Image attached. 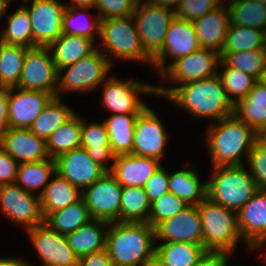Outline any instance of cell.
<instances>
[{
  "label": "cell",
  "instance_id": "cell-15",
  "mask_svg": "<svg viewBox=\"0 0 266 266\" xmlns=\"http://www.w3.org/2000/svg\"><path fill=\"white\" fill-rule=\"evenodd\" d=\"M26 232L43 266H77L78 257L65 235L50 229L45 223L27 229Z\"/></svg>",
  "mask_w": 266,
  "mask_h": 266
},
{
  "label": "cell",
  "instance_id": "cell-43",
  "mask_svg": "<svg viewBox=\"0 0 266 266\" xmlns=\"http://www.w3.org/2000/svg\"><path fill=\"white\" fill-rule=\"evenodd\" d=\"M219 65L221 66V71H218V75L222 80L229 100L235 105L245 98L258 80L244 71L227 67L222 61H220ZM233 96H236L237 100H234Z\"/></svg>",
  "mask_w": 266,
  "mask_h": 266
},
{
  "label": "cell",
  "instance_id": "cell-60",
  "mask_svg": "<svg viewBox=\"0 0 266 266\" xmlns=\"http://www.w3.org/2000/svg\"><path fill=\"white\" fill-rule=\"evenodd\" d=\"M259 81L266 86V72L262 75V77Z\"/></svg>",
  "mask_w": 266,
  "mask_h": 266
},
{
  "label": "cell",
  "instance_id": "cell-20",
  "mask_svg": "<svg viewBox=\"0 0 266 266\" xmlns=\"http://www.w3.org/2000/svg\"><path fill=\"white\" fill-rule=\"evenodd\" d=\"M56 173L78 188L85 189L107 171L94 162L82 147L64 153L55 159Z\"/></svg>",
  "mask_w": 266,
  "mask_h": 266
},
{
  "label": "cell",
  "instance_id": "cell-33",
  "mask_svg": "<svg viewBox=\"0 0 266 266\" xmlns=\"http://www.w3.org/2000/svg\"><path fill=\"white\" fill-rule=\"evenodd\" d=\"M207 250L187 242H163L156 246L155 258L164 266H193Z\"/></svg>",
  "mask_w": 266,
  "mask_h": 266
},
{
  "label": "cell",
  "instance_id": "cell-9",
  "mask_svg": "<svg viewBox=\"0 0 266 266\" xmlns=\"http://www.w3.org/2000/svg\"><path fill=\"white\" fill-rule=\"evenodd\" d=\"M133 17L144 50L153 59L162 50L168 27L176 17L175 10L140 0Z\"/></svg>",
  "mask_w": 266,
  "mask_h": 266
},
{
  "label": "cell",
  "instance_id": "cell-5",
  "mask_svg": "<svg viewBox=\"0 0 266 266\" xmlns=\"http://www.w3.org/2000/svg\"><path fill=\"white\" fill-rule=\"evenodd\" d=\"M198 209L202 221L203 246L207 251L232 254L240 239L237 212L205 198Z\"/></svg>",
  "mask_w": 266,
  "mask_h": 266
},
{
  "label": "cell",
  "instance_id": "cell-21",
  "mask_svg": "<svg viewBox=\"0 0 266 266\" xmlns=\"http://www.w3.org/2000/svg\"><path fill=\"white\" fill-rule=\"evenodd\" d=\"M0 147L20 163L40 162L48 159L46 140L30 129L8 128L0 136Z\"/></svg>",
  "mask_w": 266,
  "mask_h": 266
},
{
  "label": "cell",
  "instance_id": "cell-59",
  "mask_svg": "<svg viewBox=\"0 0 266 266\" xmlns=\"http://www.w3.org/2000/svg\"><path fill=\"white\" fill-rule=\"evenodd\" d=\"M145 266H164V265L160 263L156 258H154L152 261L147 263Z\"/></svg>",
  "mask_w": 266,
  "mask_h": 266
},
{
  "label": "cell",
  "instance_id": "cell-57",
  "mask_svg": "<svg viewBox=\"0 0 266 266\" xmlns=\"http://www.w3.org/2000/svg\"><path fill=\"white\" fill-rule=\"evenodd\" d=\"M10 0H0V19L6 14Z\"/></svg>",
  "mask_w": 266,
  "mask_h": 266
},
{
  "label": "cell",
  "instance_id": "cell-23",
  "mask_svg": "<svg viewBox=\"0 0 266 266\" xmlns=\"http://www.w3.org/2000/svg\"><path fill=\"white\" fill-rule=\"evenodd\" d=\"M160 166L155 158L122 154L115 156L109 172L122 187H143Z\"/></svg>",
  "mask_w": 266,
  "mask_h": 266
},
{
  "label": "cell",
  "instance_id": "cell-24",
  "mask_svg": "<svg viewBox=\"0 0 266 266\" xmlns=\"http://www.w3.org/2000/svg\"><path fill=\"white\" fill-rule=\"evenodd\" d=\"M224 3L192 22L200 47L214 50L220 54L230 25L229 10Z\"/></svg>",
  "mask_w": 266,
  "mask_h": 266
},
{
  "label": "cell",
  "instance_id": "cell-29",
  "mask_svg": "<svg viewBox=\"0 0 266 266\" xmlns=\"http://www.w3.org/2000/svg\"><path fill=\"white\" fill-rule=\"evenodd\" d=\"M234 115L257 133L266 126V86L258 80L245 98L234 105Z\"/></svg>",
  "mask_w": 266,
  "mask_h": 266
},
{
  "label": "cell",
  "instance_id": "cell-34",
  "mask_svg": "<svg viewBox=\"0 0 266 266\" xmlns=\"http://www.w3.org/2000/svg\"><path fill=\"white\" fill-rule=\"evenodd\" d=\"M82 119L74 114L67 122L57 128L46 141L49 158L58 156L81 147Z\"/></svg>",
  "mask_w": 266,
  "mask_h": 266
},
{
  "label": "cell",
  "instance_id": "cell-27",
  "mask_svg": "<svg viewBox=\"0 0 266 266\" xmlns=\"http://www.w3.org/2000/svg\"><path fill=\"white\" fill-rule=\"evenodd\" d=\"M81 147L94 162L110 171L111 167H107V160L114 161L116 155L110 147L108 130L104 122L86 124L82 119Z\"/></svg>",
  "mask_w": 266,
  "mask_h": 266
},
{
  "label": "cell",
  "instance_id": "cell-13",
  "mask_svg": "<svg viewBox=\"0 0 266 266\" xmlns=\"http://www.w3.org/2000/svg\"><path fill=\"white\" fill-rule=\"evenodd\" d=\"M28 10L32 28V47L49 46L63 33L66 5L58 0H32Z\"/></svg>",
  "mask_w": 266,
  "mask_h": 266
},
{
  "label": "cell",
  "instance_id": "cell-42",
  "mask_svg": "<svg viewBox=\"0 0 266 266\" xmlns=\"http://www.w3.org/2000/svg\"><path fill=\"white\" fill-rule=\"evenodd\" d=\"M220 56L227 67L244 71L257 80L266 72V49L221 53Z\"/></svg>",
  "mask_w": 266,
  "mask_h": 266
},
{
  "label": "cell",
  "instance_id": "cell-35",
  "mask_svg": "<svg viewBox=\"0 0 266 266\" xmlns=\"http://www.w3.org/2000/svg\"><path fill=\"white\" fill-rule=\"evenodd\" d=\"M60 98L53 97L29 128L36 136L46 141L57 128L75 114Z\"/></svg>",
  "mask_w": 266,
  "mask_h": 266
},
{
  "label": "cell",
  "instance_id": "cell-1",
  "mask_svg": "<svg viewBox=\"0 0 266 266\" xmlns=\"http://www.w3.org/2000/svg\"><path fill=\"white\" fill-rule=\"evenodd\" d=\"M106 249L113 266H145L155 258V229L148 222L109 223Z\"/></svg>",
  "mask_w": 266,
  "mask_h": 266
},
{
  "label": "cell",
  "instance_id": "cell-39",
  "mask_svg": "<svg viewBox=\"0 0 266 266\" xmlns=\"http://www.w3.org/2000/svg\"><path fill=\"white\" fill-rule=\"evenodd\" d=\"M258 49H266L265 31L230 23L221 53Z\"/></svg>",
  "mask_w": 266,
  "mask_h": 266
},
{
  "label": "cell",
  "instance_id": "cell-63",
  "mask_svg": "<svg viewBox=\"0 0 266 266\" xmlns=\"http://www.w3.org/2000/svg\"><path fill=\"white\" fill-rule=\"evenodd\" d=\"M22 1H23L24 3H26V2L28 3V2H29V0H22ZM30 1H31V0H30Z\"/></svg>",
  "mask_w": 266,
  "mask_h": 266
},
{
  "label": "cell",
  "instance_id": "cell-44",
  "mask_svg": "<svg viewBox=\"0 0 266 266\" xmlns=\"http://www.w3.org/2000/svg\"><path fill=\"white\" fill-rule=\"evenodd\" d=\"M80 9L86 10L87 7H69V6L66 7V10L63 14V34L82 36L95 41L94 33H98L100 37L102 19L97 14L95 20H92L91 18L92 16H90L91 20L88 19L87 21L86 19L85 21L83 19L82 22L80 21L79 23H77L80 20L79 17H81V15L76 11H79ZM92 30L93 31L95 30V32L93 33Z\"/></svg>",
  "mask_w": 266,
  "mask_h": 266
},
{
  "label": "cell",
  "instance_id": "cell-46",
  "mask_svg": "<svg viewBox=\"0 0 266 266\" xmlns=\"http://www.w3.org/2000/svg\"><path fill=\"white\" fill-rule=\"evenodd\" d=\"M225 0H181L175 9L176 17L193 22L219 7Z\"/></svg>",
  "mask_w": 266,
  "mask_h": 266
},
{
  "label": "cell",
  "instance_id": "cell-55",
  "mask_svg": "<svg viewBox=\"0 0 266 266\" xmlns=\"http://www.w3.org/2000/svg\"><path fill=\"white\" fill-rule=\"evenodd\" d=\"M144 2L151 4V5H158V6H164L169 7L175 10L176 7L179 5L181 0H144Z\"/></svg>",
  "mask_w": 266,
  "mask_h": 266
},
{
  "label": "cell",
  "instance_id": "cell-61",
  "mask_svg": "<svg viewBox=\"0 0 266 266\" xmlns=\"http://www.w3.org/2000/svg\"><path fill=\"white\" fill-rule=\"evenodd\" d=\"M262 246H266V244L259 245V246L255 247V248H253L252 250H254V249L256 250V249L262 248ZM264 257H265V261H266V253H265Z\"/></svg>",
  "mask_w": 266,
  "mask_h": 266
},
{
  "label": "cell",
  "instance_id": "cell-37",
  "mask_svg": "<svg viewBox=\"0 0 266 266\" xmlns=\"http://www.w3.org/2000/svg\"><path fill=\"white\" fill-rule=\"evenodd\" d=\"M151 202L143 187H122L120 222H148Z\"/></svg>",
  "mask_w": 266,
  "mask_h": 266
},
{
  "label": "cell",
  "instance_id": "cell-25",
  "mask_svg": "<svg viewBox=\"0 0 266 266\" xmlns=\"http://www.w3.org/2000/svg\"><path fill=\"white\" fill-rule=\"evenodd\" d=\"M108 226V222L93 219L88 224L67 234L66 239L75 255L80 258L106 248Z\"/></svg>",
  "mask_w": 266,
  "mask_h": 266
},
{
  "label": "cell",
  "instance_id": "cell-14",
  "mask_svg": "<svg viewBox=\"0 0 266 266\" xmlns=\"http://www.w3.org/2000/svg\"><path fill=\"white\" fill-rule=\"evenodd\" d=\"M0 204L3 214L26 230L44 223L40 198L23 190L16 183L0 186Z\"/></svg>",
  "mask_w": 266,
  "mask_h": 266
},
{
  "label": "cell",
  "instance_id": "cell-38",
  "mask_svg": "<svg viewBox=\"0 0 266 266\" xmlns=\"http://www.w3.org/2000/svg\"><path fill=\"white\" fill-rule=\"evenodd\" d=\"M27 49L0 41V88L15 87L18 84Z\"/></svg>",
  "mask_w": 266,
  "mask_h": 266
},
{
  "label": "cell",
  "instance_id": "cell-53",
  "mask_svg": "<svg viewBox=\"0 0 266 266\" xmlns=\"http://www.w3.org/2000/svg\"><path fill=\"white\" fill-rule=\"evenodd\" d=\"M8 128V88H0V136Z\"/></svg>",
  "mask_w": 266,
  "mask_h": 266
},
{
  "label": "cell",
  "instance_id": "cell-12",
  "mask_svg": "<svg viewBox=\"0 0 266 266\" xmlns=\"http://www.w3.org/2000/svg\"><path fill=\"white\" fill-rule=\"evenodd\" d=\"M102 103L113 114H140L147 105L139 94L156 95V86L139 81H122L113 76L104 82Z\"/></svg>",
  "mask_w": 266,
  "mask_h": 266
},
{
  "label": "cell",
  "instance_id": "cell-32",
  "mask_svg": "<svg viewBox=\"0 0 266 266\" xmlns=\"http://www.w3.org/2000/svg\"><path fill=\"white\" fill-rule=\"evenodd\" d=\"M93 220L89 208L81 198L77 202L68 205L58 211L48 213L44 217V223L61 235H67Z\"/></svg>",
  "mask_w": 266,
  "mask_h": 266
},
{
  "label": "cell",
  "instance_id": "cell-2",
  "mask_svg": "<svg viewBox=\"0 0 266 266\" xmlns=\"http://www.w3.org/2000/svg\"><path fill=\"white\" fill-rule=\"evenodd\" d=\"M197 118L219 121L234 114V104L229 100L222 80L213 77L183 83L166 98Z\"/></svg>",
  "mask_w": 266,
  "mask_h": 266
},
{
  "label": "cell",
  "instance_id": "cell-16",
  "mask_svg": "<svg viewBox=\"0 0 266 266\" xmlns=\"http://www.w3.org/2000/svg\"><path fill=\"white\" fill-rule=\"evenodd\" d=\"M53 97L44 91L9 87L8 126L29 129Z\"/></svg>",
  "mask_w": 266,
  "mask_h": 266
},
{
  "label": "cell",
  "instance_id": "cell-52",
  "mask_svg": "<svg viewBox=\"0 0 266 266\" xmlns=\"http://www.w3.org/2000/svg\"><path fill=\"white\" fill-rule=\"evenodd\" d=\"M77 266H113L107 249L78 258Z\"/></svg>",
  "mask_w": 266,
  "mask_h": 266
},
{
  "label": "cell",
  "instance_id": "cell-56",
  "mask_svg": "<svg viewBox=\"0 0 266 266\" xmlns=\"http://www.w3.org/2000/svg\"><path fill=\"white\" fill-rule=\"evenodd\" d=\"M96 0H71L72 4L69 3L67 6L69 7H93L95 5Z\"/></svg>",
  "mask_w": 266,
  "mask_h": 266
},
{
  "label": "cell",
  "instance_id": "cell-49",
  "mask_svg": "<svg viewBox=\"0 0 266 266\" xmlns=\"http://www.w3.org/2000/svg\"><path fill=\"white\" fill-rule=\"evenodd\" d=\"M149 201L152 203L159 199L163 194L169 191V173L164 170L162 165L159 169L145 182L143 186Z\"/></svg>",
  "mask_w": 266,
  "mask_h": 266
},
{
  "label": "cell",
  "instance_id": "cell-58",
  "mask_svg": "<svg viewBox=\"0 0 266 266\" xmlns=\"http://www.w3.org/2000/svg\"><path fill=\"white\" fill-rule=\"evenodd\" d=\"M258 141L266 146V126H264L258 133Z\"/></svg>",
  "mask_w": 266,
  "mask_h": 266
},
{
  "label": "cell",
  "instance_id": "cell-54",
  "mask_svg": "<svg viewBox=\"0 0 266 266\" xmlns=\"http://www.w3.org/2000/svg\"><path fill=\"white\" fill-rule=\"evenodd\" d=\"M0 266H33L30 265L27 261L21 260L20 258H6L0 257Z\"/></svg>",
  "mask_w": 266,
  "mask_h": 266
},
{
  "label": "cell",
  "instance_id": "cell-28",
  "mask_svg": "<svg viewBox=\"0 0 266 266\" xmlns=\"http://www.w3.org/2000/svg\"><path fill=\"white\" fill-rule=\"evenodd\" d=\"M39 196L43 217L73 204L82 198V189L71 184L55 172ZM80 190V191H79Z\"/></svg>",
  "mask_w": 266,
  "mask_h": 266
},
{
  "label": "cell",
  "instance_id": "cell-7",
  "mask_svg": "<svg viewBox=\"0 0 266 266\" xmlns=\"http://www.w3.org/2000/svg\"><path fill=\"white\" fill-rule=\"evenodd\" d=\"M220 53L200 48L187 56H183L167 65V68L160 74L169 81L176 83V86H156V95L168 97L176 88L186 82L201 80L213 77L218 74L220 67Z\"/></svg>",
  "mask_w": 266,
  "mask_h": 266
},
{
  "label": "cell",
  "instance_id": "cell-30",
  "mask_svg": "<svg viewBox=\"0 0 266 266\" xmlns=\"http://www.w3.org/2000/svg\"><path fill=\"white\" fill-rule=\"evenodd\" d=\"M198 175L195 166L169 174V191L188 205H199L207 197V182Z\"/></svg>",
  "mask_w": 266,
  "mask_h": 266
},
{
  "label": "cell",
  "instance_id": "cell-4",
  "mask_svg": "<svg viewBox=\"0 0 266 266\" xmlns=\"http://www.w3.org/2000/svg\"><path fill=\"white\" fill-rule=\"evenodd\" d=\"M207 181V198L238 212L259 191L250 172L243 165L213 167Z\"/></svg>",
  "mask_w": 266,
  "mask_h": 266
},
{
  "label": "cell",
  "instance_id": "cell-26",
  "mask_svg": "<svg viewBox=\"0 0 266 266\" xmlns=\"http://www.w3.org/2000/svg\"><path fill=\"white\" fill-rule=\"evenodd\" d=\"M93 44L94 41L92 39L62 33V35L48 47L50 50L54 48L52 60L57 70H60L93 53L97 49Z\"/></svg>",
  "mask_w": 266,
  "mask_h": 266
},
{
  "label": "cell",
  "instance_id": "cell-62",
  "mask_svg": "<svg viewBox=\"0 0 266 266\" xmlns=\"http://www.w3.org/2000/svg\"><path fill=\"white\" fill-rule=\"evenodd\" d=\"M255 1H258V2H260L262 4H266V0H255Z\"/></svg>",
  "mask_w": 266,
  "mask_h": 266
},
{
  "label": "cell",
  "instance_id": "cell-17",
  "mask_svg": "<svg viewBox=\"0 0 266 266\" xmlns=\"http://www.w3.org/2000/svg\"><path fill=\"white\" fill-rule=\"evenodd\" d=\"M200 48L193 23L175 17L168 27L162 50L152 59V66L161 74L167 67L165 58L169 57L172 63Z\"/></svg>",
  "mask_w": 266,
  "mask_h": 266
},
{
  "label": "cell",
  "instance_id": "cell-50",
  "mask_svg": "<svg viewBox=\"0 0 266 266\" xmlns=\"http://www.w3.org/2000/svg\"><path fill=\"white\" fill-rule=\"evenodd\" d=\"M19 163L0 147V186L16 182Z\"/></svg>",
  "mask_w": 266,
  "mask_h": 266
},
{
  "label": "cell",
  "instance_id": "cell-18",
  "mask_svg": "<svg viewBox=\"0 0 266 266\" xmlns=\"http://www.w3.org/2000/svg\"><path fill=\"white\" fill-rule=\"evenodd\" d=\"M156 241L203 245L202 221L198 205H189L155 228Z\"/></svg>",
  "mask_w": 266,
  "mask_h": 266
},
{
  "label": "cell",
  "instance_id": "cell-64",
  "mask_svg": "<svg viewBox=\"0 0 266 266\" xmlns=\"http://www.w3.org/2000/svg\"><path fill=\"white\" fill-rule=\"evenodd\" d=\"M265 48H266V31H265Z\"/></svg>",
  "mask_w": 266,
  "mask_h": 266
},
{
  "label": "cell",
  "instance_id": "cell-10",
  "mask_svg": "<svg viewBox=\"0 0 266 266\" xmlns=\"http://www.w3.org/2000/svg\"><path fill=\"white\" fill-rule=\"evenodd\" d=\"M48 46L27 49L17 88L44 91L57 96L58 70Z\"/></svg>",
  "mask_w": 266,
  "mask_h": 266
},
{
  "label": "cell",
  "instance_id": "cell-36",
  "mask_svg": "<svg viewBox=\"0 0 266 266\" xmlns=\"http://www.w3.org/2000/svg\"><path fill=\"white\" fill-rule=\"evenodd\" d=\"M56 172L55 159H46L40 162L20 163L17 170L16 184L23 190L32 193L40 189V196Z\"/></svg>",
  "mask_w": 266,
  "mask_h": 266
},
{
  "label": "cell",
  "instance_id": "cell-11",
  "mask_svg": "<svg viewBox=\"0 0 266 266\" xmlns=\"http://www.w3.org/2000/svg\"><path fill=\"white\" fill-rule=\"evenodd\" d=\"M81 192L93 219L108 223L120 221L122 186L109 171Z\"/></svg>",
  "mask_w": 266,
  "mask_h": 266
},
{
  "label": "cell",
  "instance_id": "cell-48",
  "mask_svg": "<svg viewBox=\"0 0 266 266\" xmlns=\"http://www.w3.org/2000/svg\"><path fill=\"white\" fill-rule=\"evenodd\" d=\"M136 5V0H96L94 8L101 19H111L133 15Z\"/></svg>",
  "mask_w": 266,
  "mask_h": 266
},
{
  "label": "cell",
  "instance_id": "cell-51",
  "mask_svg": "<svg viewBox=\"0 0 266 266\" xmlns=\"http://www.w3.org/2000/svg\"><path fill=\"white\" fill-rule=\"evenodd\" d=\"M229 252L206 251L193 266H228Z\"/></svg>",
  "mask_w": 266,
  "mask_h": 266
},
{
  "label": "cell",
  "instance_id": "cell-40",
  "mask_svg": "<svg viewBox=\"0 0 266 266\" xmlns=\"http://www.w3.org/2000/svg\"><path fill=\"white\" fill-rule=\"evenodd\" d=\"M230 23L266 31V4L255 0H231Z\"/></svg>",
  "mask_w": 266,
  "mask_h": 266
},
{
  "label": "cell",
  "instance_id": "cell-31",
  "mask_svg": "<svg viewBox=\"0 0 266 266\" xmlns=\"http://www.w3.org/2000/svg\"><path fill=\"white\" fill-rule=\"evenodd\" d=\"M139 114H112L104 120L109 144L115 155L131 154L135 123Z\"/></svg>",
  "mask_w": 266,
  "mask_h": 266
},
{
  "label": "cell",
  "instance_id": "cell-19",
  "mask_svg": "<svg viewBox=\"0 0 266 266\" xmlns=\"http://www.w3.org/2000/svg\"><path fill=\"white\" fill-rule=\"evenodd\" d=\"M165 131L157 115L147 106L137 117L131 154L160 161L168 138Z\"/></svg>",
  "mask_w": 266,
  "mask_h": 266
},
{
  "label": "cell",
  "instance_id": "cell-22",
  "mask_svg": "<svg viewBox=\"0 0 266 266\" xmlns=\"http://www.w3.org/2000/svg\"><path fill=\"white\" fill-rule=\"evenodd\" d=\"M237 218L240 234L248 250L266 244V190L257 191L237 212Z\"/></svg>",
  "mask_w": 266,
  "mask_h": 266
},
{
  "label": "cell",
  "instance_id": "cell-45",
  "mask_svg": "<svg viewBox=\"0 0 266 266\" xmlns=\"http://www.w3.org/2000/svg\"><path fill=\"white\" fill-rule=\"evenodd\" d=\"M189 205L182 199L168 192L151 203L148 223L155 229L162 221L174 216Z\"/></svg>",
  "mask_w": 266,
  "mask_h": 266
},
{
  "label": "cell",
  "instance_id": "cell-8",
  "mask_svg": "<svg viewBox=\"0 0 266 266\" xmlns=\"http://www.w3.org/2000/svg\"><path fill=\"white\" fill-rule=\"evenodd\" d=\"M101 51L97 48L80 61L58 70L57 97L61 91H91L106 80L112 61ZM64 70L67 71L63 75Z\"/></svg>",
  "mask_w": 266,
  "mask_h": 266
},
{
  "label": "cell",
  "instance_id": "cell-6",
  "mask_svg": "<svg viewBox=\"0 0 266 266\" xmlns=\"http://www.w3.org/2000/svg\"><path fill=\"white\" fill-rule=\"evenodd\" d=\"M100 39L115 58L152 64L145 52L133 15L101 20Z\"/></svg>",
  "mask_w": 266,
  "mask_h": 266
},
{
  "label": "cell",
  "instance_id": "cell-41",
  "mask_svg": "<svg viewBox=\"0 0 266 266\" xmlns=\"http://www.w3.org/2000/svg\"><path fill=\"white\" fill-rule=\"evenodd\" d=\"M8 23L0 32V41L10 45L32 47V28L28 10L24 5L7 16Z\"/></svg>",
  "mask_w": 266,
  "mask_h": 266
},
{
  "label": "cell",
  "instance_id": "cell-47",
  "mask_svg": "<svg viewBox=\"0 0 266 266\" xmlns=\"http://www.w3.org/2000/svg\"><path fill=\"white\" fill-rule=\"evenodd\" d=\"M246 161L258 189L266 190V146L257 140Z\"/></svg>",
  "mask_w": 266,
  "mask_h": 266
},
{
  "label": "cell",
  "instance_id": "cell-3",
  "mask_svg": "<svg viewBox=\"0 0 266 266\" xmlns=\"http://www.w3.org/2000/svg\"><path fill=\"white\" fill-rule=\"evenodd\" d=\"M215 124L210 125L206 132L212 167L243 165L241 160L244 153L248 159L258 140L257 132L234 114Z\"/></svg>",
  "mask_w": 266,
  "mask_h": 266
}]
</instances>
